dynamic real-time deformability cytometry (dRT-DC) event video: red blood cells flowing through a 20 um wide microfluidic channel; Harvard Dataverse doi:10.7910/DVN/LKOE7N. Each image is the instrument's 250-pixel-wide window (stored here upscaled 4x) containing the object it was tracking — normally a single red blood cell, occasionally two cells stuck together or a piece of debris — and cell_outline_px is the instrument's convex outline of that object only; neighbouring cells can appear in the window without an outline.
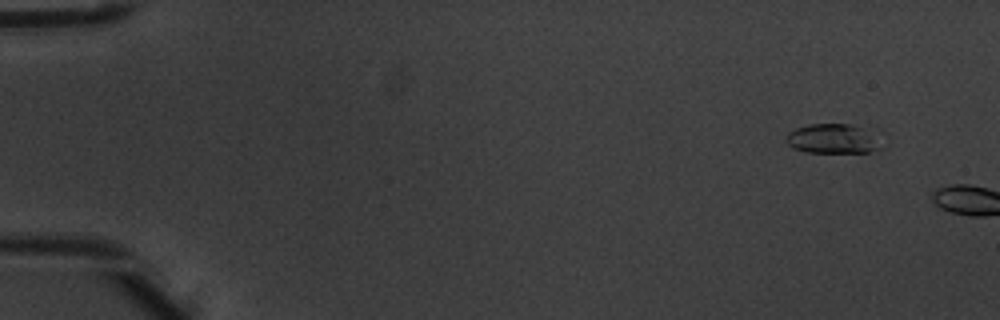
{"species": "common noctule bat (a hibernating species)", "species_latin": "Nyctalus noctula", "temperature_condition": "warm", "stored_images_in_passage": 2, "camera_frame_rate_fps": 3000, "um_per_image_px": 0.085, "animal": {"sex": "male", "body_mass_g": 20.1, "forearm_length_mm": 53.5}, "frame": {"image": 1, "passage_image": 1, "time_ms": 0.0, "image_size_px": [1000, 320], "cell_outline_px": [[884, 148], [868, 152], [804, 152], [792, 148], [784, 140], [784, 136], [788, 132], [796, 128], [808, 124], [848, 124], [856, 128]], "centroid_in_image_um": [70.56, 11.82], "position_along_channel_um": 14.4, "area_um2": 15.61}}